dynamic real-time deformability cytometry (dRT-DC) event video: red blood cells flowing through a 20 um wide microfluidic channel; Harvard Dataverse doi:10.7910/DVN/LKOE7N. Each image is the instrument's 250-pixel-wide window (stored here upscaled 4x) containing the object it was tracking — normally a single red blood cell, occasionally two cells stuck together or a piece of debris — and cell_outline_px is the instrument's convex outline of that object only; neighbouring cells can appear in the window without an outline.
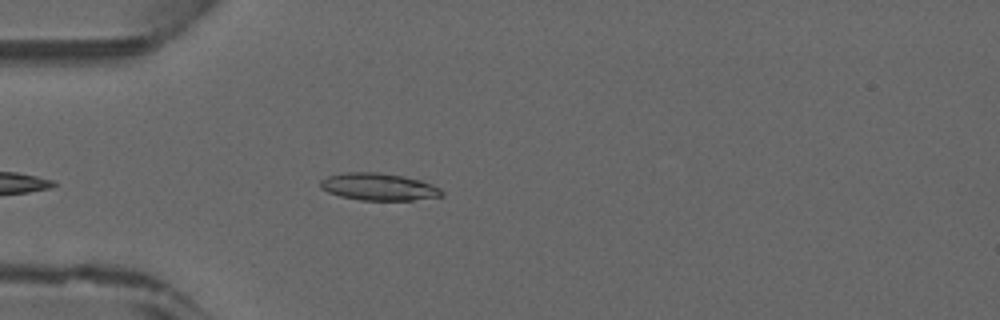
{"species": "common noctule bat (a hibernating species)", "species_latin": "Nyctalus noctula", "temperature_condition": "warm", "stored_images_in_passage": 9, "camera_frame_rate_fps": 3000, "um_per_image_px": 0.085, "animal": {"sex": "male", "forearm_length_mm": 52.5}, "frame": {"image": 1, "passage_image": 2, "time_ms": 0.333, "image_size_px": [1000, 320], "cell_outline_px": [[444, 196], [412, 200], [360, 200], [340, 196], [328, 192], [320, 188], [320, 180], [328, 176], [344, 172], [380, 172], [404, 176], [420, 180], [432, 184], [440, 188], [444, 192]], "centroid_in_image_um": [32.19, 15.87], "position_along_channel_um": 52.8, "area_um2": 19.42}}